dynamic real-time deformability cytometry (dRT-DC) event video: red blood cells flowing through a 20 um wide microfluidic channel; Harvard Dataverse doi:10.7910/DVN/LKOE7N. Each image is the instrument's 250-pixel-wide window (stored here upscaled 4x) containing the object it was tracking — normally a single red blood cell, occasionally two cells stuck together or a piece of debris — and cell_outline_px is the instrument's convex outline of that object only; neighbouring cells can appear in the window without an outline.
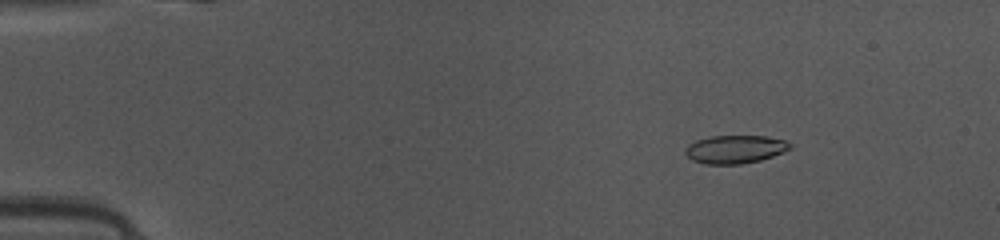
{"species": "common noctule bat (a hibernating species)", "species_latin": "Nyctalus noctula", "temperature_condition": "warm", "stored_images_in_passage": 31, "camera_frame_rate_fps": 3000, "um_per_image_px": 0.085, "animal": {"sex": "female", "body_mass_g": 10.0, "forearm_length_mm": 53.1}, "frame": {"image": 1, "passage_image": 7, "time_ms": 2.0, "image_size_px": [1000, 240], "cell_outline_px": [[792, 148], [784, 152], [760, 160], [740, 164], [704, 164], [692, 160], [684, 152], [684, 148], [688, 144], [696, 140], [712, 136], [768, 136], [784, 140], [792, 144]], "centroid_in_image_um": [62.48, 12.68], "position_along_channel_um": 22.5, "area_um2": 17.28}}
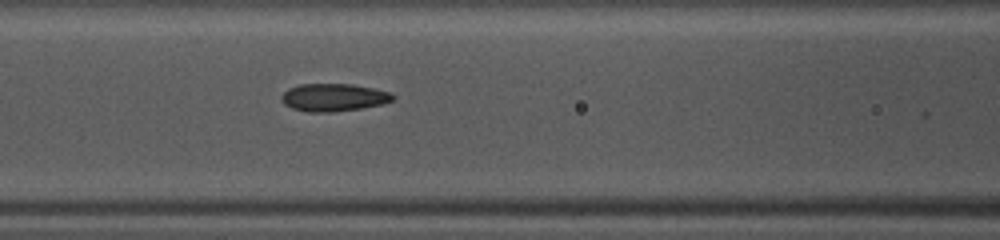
{"frame": {"image": 2, "passage_image": 21, "time_ms": 6.667, "image_size_px": [1000, 240], "cell_outline_px": [[396, 96], [392, 100], [380, 104], [360, 108], [332, 112], [308, 112], [292, 108], [284, 104], [280, 96], [288, 88], [300, 84], [352, 84], [392, 92]], "centroid_in_image_um": [28.34, 8.27], "position_along_channel_um": 138.3, "area_um2": 17.92}}
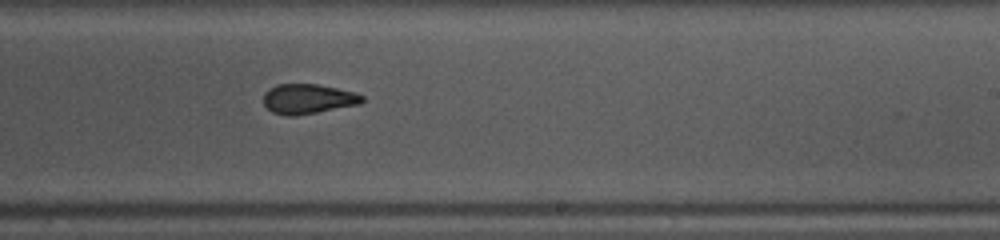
{"frame": {"image": 3, "passage_image": 30, "time_ms": 9.667, "image_size_px": [1000, 240], "cell_outline_px": [[364, 100], [360, 104], [296, 116], [288, 116], [272, 112], [264, 104], [264, 92], [268, 88], [276, 84], [316, 84], [356, 92], [364, 96]], "centroid_in_image_um": [26.18, 8.4], "position_along_channel_um": 262.8, "area_um2": 17.22}}